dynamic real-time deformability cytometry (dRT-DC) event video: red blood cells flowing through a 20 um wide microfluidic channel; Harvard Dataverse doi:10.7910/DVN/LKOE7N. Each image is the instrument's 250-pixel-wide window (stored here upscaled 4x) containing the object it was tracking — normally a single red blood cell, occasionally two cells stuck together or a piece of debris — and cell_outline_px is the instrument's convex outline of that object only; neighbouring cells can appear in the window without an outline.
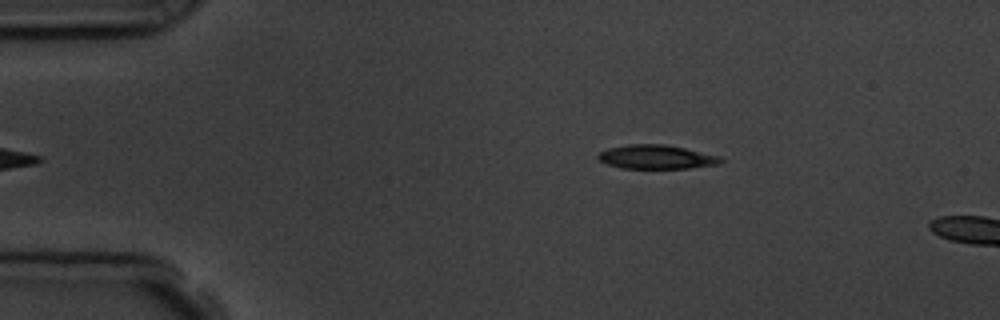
{"species": "common noctule bat (a hibernating species)", "species_latin": "Nyctalus noctula", "temperature_condition": "room temperature", "stored_images_in_passage": 5, "camera_frame_rate_fps": 3000, "um_per_image_px": 0.085, "animal": {"sex": "male", "body_mass_g": 19.5, "forearm_length_mm": 54.6}, "frame": {"image": 1, "passage_image": 5, "time_ms": 5.333, "image_size_px": [1000, 320], "cell_outline_px": [[724, 160], [720, 164], [688, 168], [620, 168], [608, 164], [600, 160], [596, 156], [600, 152], [608, 148], [628, 144], [664, 144], [684, 148], [720, 156]], "centroid_in_image_um": [55.8, 13.34], "position_along_channel_um": 29.2, "area_um2": 17.05}}